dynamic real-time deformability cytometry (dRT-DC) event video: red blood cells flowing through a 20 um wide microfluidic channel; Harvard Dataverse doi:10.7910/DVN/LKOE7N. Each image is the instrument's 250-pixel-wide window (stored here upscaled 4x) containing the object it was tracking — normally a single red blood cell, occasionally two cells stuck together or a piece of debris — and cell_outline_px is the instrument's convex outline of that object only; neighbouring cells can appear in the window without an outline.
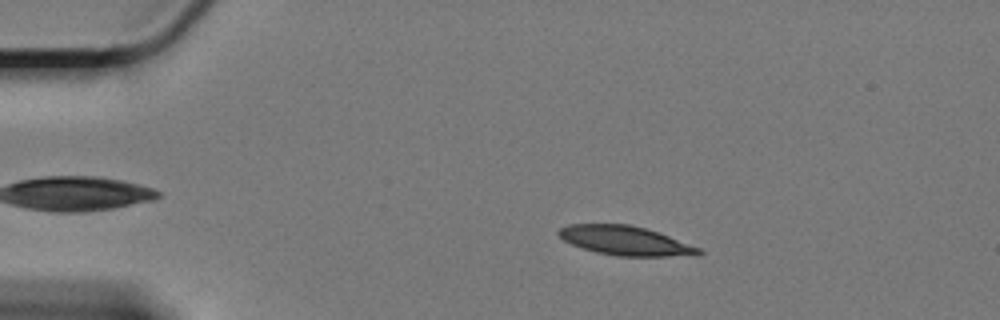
{"species": "Egyptian fruit bat (a non-hibernating species)", "species_latin": "Rousettus aegyptiacus", "temperature_condition": "cold", "stored_images_in_passage": 60, "camera_frame_rate_fps": 3000, "um_per_image_px": 0.085, "animal": {"sex": "female"}, "frame": {"image": 1, "passage_image": 11, "time_ms": 3.333, "image_size_px": [1000, 320], "cell_outline_px": [[704, 252], [700, 256], [616, 256], [596, 252], [572, 244], [564, 240], [556, 232], [560, 228], [568, 224], [632, 224], [660, 232], [700, 248]], "centroid_in_image_um": [53.21, 20.46], "position_along_channel_um": 31.8, "area_um2": 24.04}}
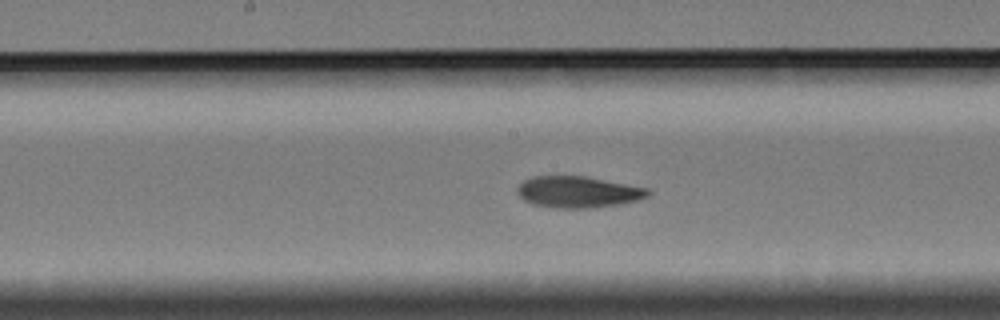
{"frame": {"image": 2, "passage_image": 31, "time_ms": 10.0, "image_size_px": [1000, 320], "cell_outline_px": [[652, 192], [648, 196], [636, 200], [620, 204], [592, 208], [556, 208], [532, 204], [524, 200], [516, 192], [516, 188], [524, 180], [532, 176], [584, 176], [648, 188]], "centroid_in_image_um": [49.11, 16.32], "position_along_channel_um": 199.1, "area_um2": 23.93}}
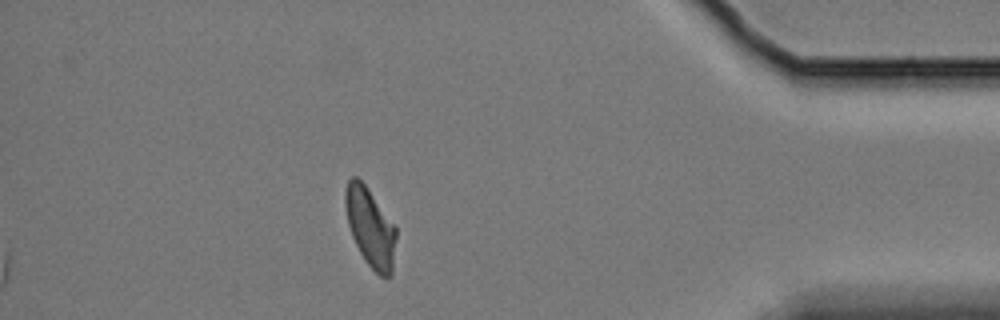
{"frame": {"image": 3, "passage_image": 53, "time_ms": 17.333, "image_size_px": [1000, 320], "cell_outline_px": [[396, 236], [392, 272], [388, 276], [380, 276], [364, 260], [352, 236], [348, 224], [344, 204], [344, 192], [348, 180], [352, 176], [356, 176], [364, 184], [396, 224]], "centroid_in_image_um": [31.47, 19.29], "position_along_channel_um": 403.7, "area_um2": 23.35}, "authors_computed_cell_mechanics": {"area_um2": 23.8714, "velocity_mm_per_s": 3.3091, "shape_relaxation_time_tau1_ms": 8.6581, "shape_relaxation_time_tau2_ms": 5.2467, "deformation_change_tau1": 0.194, "deformation_change_tau2": 0.1102}}